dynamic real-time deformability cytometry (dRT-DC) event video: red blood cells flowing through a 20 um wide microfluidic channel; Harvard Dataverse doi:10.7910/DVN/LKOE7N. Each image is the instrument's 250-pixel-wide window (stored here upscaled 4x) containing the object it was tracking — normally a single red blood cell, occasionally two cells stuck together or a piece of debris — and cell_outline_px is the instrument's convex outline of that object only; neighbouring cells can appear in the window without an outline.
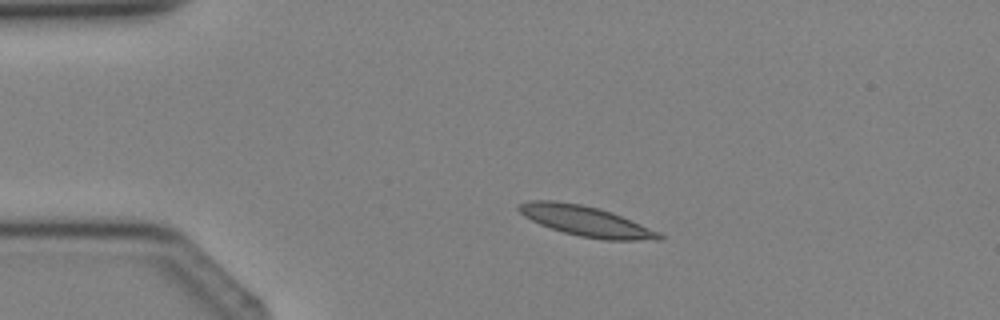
{"species": "Egyptian fruit bat (a non-hibernating species)", "species_latin": "Rousettus aegyptiacus", "temperature_condition": "cold", "stored_images_in_passage": 1, "camera_frame_rate_fps": 3000, "um_per_image_px": 0.085, "animal": {"sex": "female"}, "frame": {"image": 1, "passage_image": 1, "time_ms": 0.0, "image_size_px": [1000, 320], "cell_outline_px": [[664, 240], [604, 240], [580, 236], [564, 232], [540, 224], [524, 216], [516, 208], [516, 204], [532, 200], [556, 200], [580, 204], [600, 208], [612, 212], [660, 232], [664, 236]], "centroid_in_image_um": [49.81, 18.79], "position_along_channel_um": 35.2, "area_um2": 24.8}}